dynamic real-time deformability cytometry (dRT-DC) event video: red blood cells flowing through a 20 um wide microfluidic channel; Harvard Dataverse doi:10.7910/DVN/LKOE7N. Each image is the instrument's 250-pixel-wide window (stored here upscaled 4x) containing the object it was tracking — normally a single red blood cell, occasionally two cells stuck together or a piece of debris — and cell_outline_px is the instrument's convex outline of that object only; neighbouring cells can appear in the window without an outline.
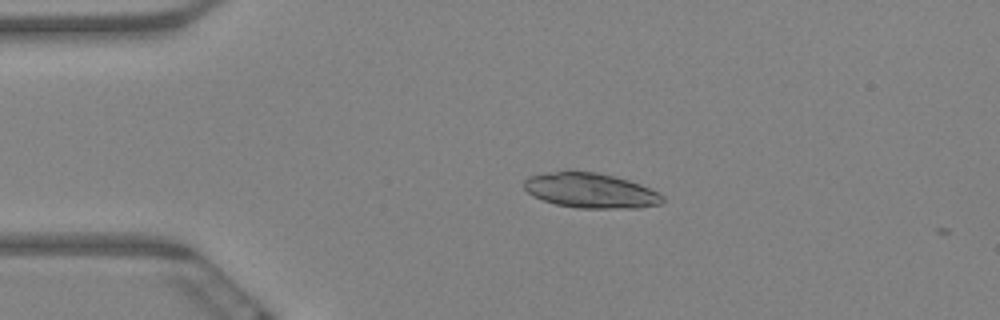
{"species": "Egyptian fruit bat (a non-hibernating species)", "species_latin": "Rousettus aegyptiacus", "temperature_condition": "warm", "stored_images_in_passage": 2, "camera_frame_rate_fps": 3000, "um_per_image_px": 0.085, "animal": {"sex": "female"}, "frame": {"image": 1, "passage_image": 1, "time_ms": 0.0, "image_size_px": [1000, 320], "cell_outline_px": [[664, 200], [660, 204], [640, 208], [576, 208], [556, 204], [532, 196], [524, 188], [524, 180], [528, 176], [568, 168], [596, 172], [628, 180], [640, 184], [664, 196]], "centroid_in_image_um": [50.15, 16.17], "position_along_channel_um": 34.9, "area_um2": 28.67}}